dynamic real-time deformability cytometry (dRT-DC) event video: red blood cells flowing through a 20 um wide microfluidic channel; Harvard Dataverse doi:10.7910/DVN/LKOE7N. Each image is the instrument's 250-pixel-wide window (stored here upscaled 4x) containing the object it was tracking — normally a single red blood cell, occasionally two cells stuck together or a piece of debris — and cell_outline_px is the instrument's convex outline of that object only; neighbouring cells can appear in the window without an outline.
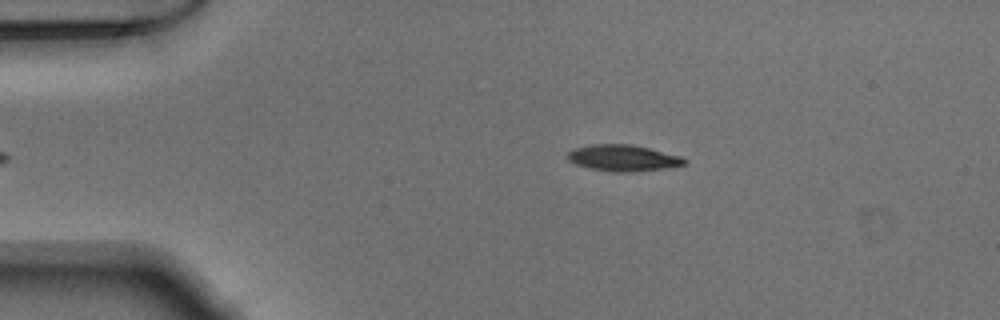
{"species": "Egyptian fruit bat (a non-hibernating species)", "species_latin": "Rousettus aegyptiacus", "temperature_condition": "warm", "stored_images_in_passage": 36, "camera_frame_rate_fps": 3000, "um_per_image_px": 0.085, "animal": {"sex": "male"}, "frame": {"image": 1, "passage_image": 2, "time_ms": 0.333, "image_size_px": [1000, 320], "cell_outline_px": [[684, 164], [664, 168], [628, 172], [612, 172], [592, 168], [576, 164], [568, 160], [568, 152], [576, 148], [592, 144], [632, 144], [680, 156], [684, 160]], "centroid_in_image_um": [52.92, 13.42], "position_along_channel_um": 32.1, "area_um2": 17.46}}
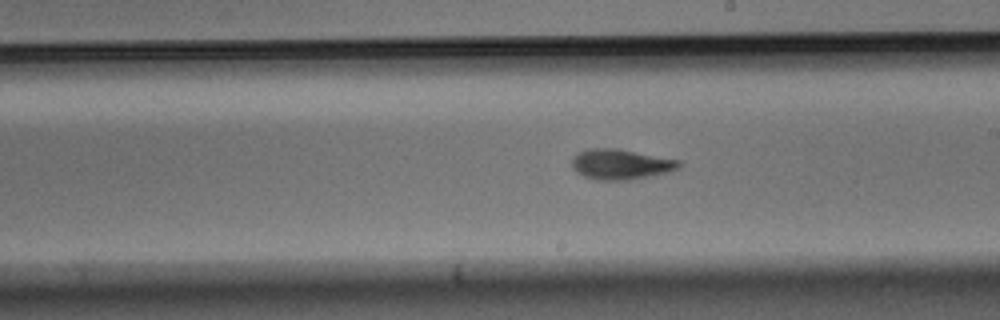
{"frame": {"image": 2, "passage_image": 21, "time_ms": 6.667, "image_size_px": [1000, 320], "cell_outline_px": [[680, 168], [668, 172], [628, 180], [596, 180], [584, 176], [572, 168], [572, 156], [576, 152], [588, 148], [616, 148], [680, 160]], "centroid_in_image_um": [52.73, 13.95], "position_along_channel_um": 236.3, "area_um2": 18.96}}
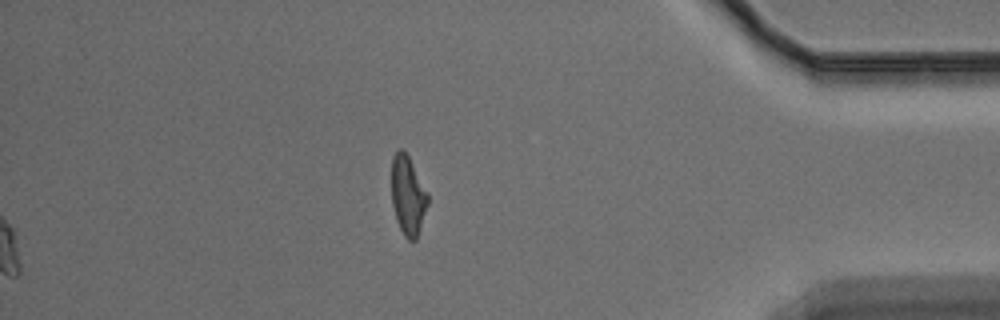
{"frame": {"image": 3, "passage_image": 36, "time_ms": 11.667, "image_size_px": [1000, 320], "cell_outline_px": [[428, 204], [416, 240], [408, 240], [404, 236], [396, 220], [392, 204], [392, 156], [400, 148], [408, 156], [428, 192]], "centroid_in_image_um": [34.67, 16.63], "position_along_channel_um": 400.5, "area_um2": 16.59}}